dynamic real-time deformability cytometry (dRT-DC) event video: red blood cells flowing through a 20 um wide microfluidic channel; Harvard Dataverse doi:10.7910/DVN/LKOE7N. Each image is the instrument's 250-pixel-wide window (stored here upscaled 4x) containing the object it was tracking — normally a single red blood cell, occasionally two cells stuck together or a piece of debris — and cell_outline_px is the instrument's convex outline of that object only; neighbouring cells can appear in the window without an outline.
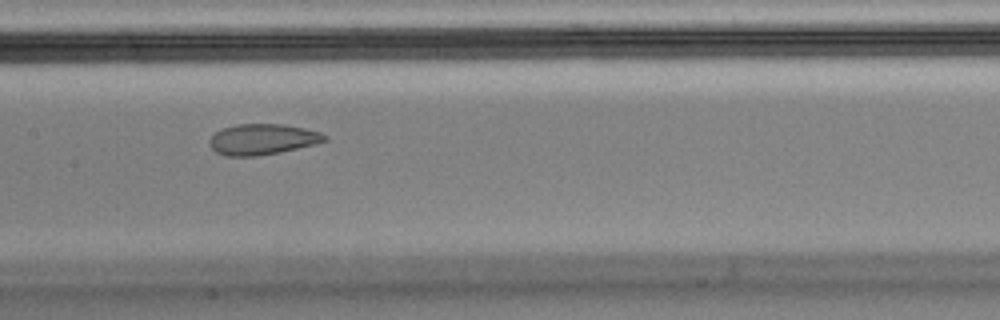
{"species": "Egyptian fruit bat (a non-hibernating species)", "species_latin": "Rousettus aegyptiacus", "temperature_condition": "cold", "stored_images_in_passage": 10, "camera_frame_rate_fps": 3000, "um_per_image_px": 0.085, "animal": {"sex": "male"}, "frame": {"image": 1, "passage_image": 7, "time_ms": 2.0, "image_size_px": [1000, 320], "cell_outline_px": [[328, 140], [316, 144], [280, 152], [256, 156], [224, 156], [216, 152], [208, 144], [208, 140], [216, 132], [224, 128], [236, 124], [284, 124], [304, 128], [320, 132], [328, 136]], "centroid_in_image_um": [22.32, 11.84], "position_along_channel_um": 185.1, "area_um2": 20.75}}